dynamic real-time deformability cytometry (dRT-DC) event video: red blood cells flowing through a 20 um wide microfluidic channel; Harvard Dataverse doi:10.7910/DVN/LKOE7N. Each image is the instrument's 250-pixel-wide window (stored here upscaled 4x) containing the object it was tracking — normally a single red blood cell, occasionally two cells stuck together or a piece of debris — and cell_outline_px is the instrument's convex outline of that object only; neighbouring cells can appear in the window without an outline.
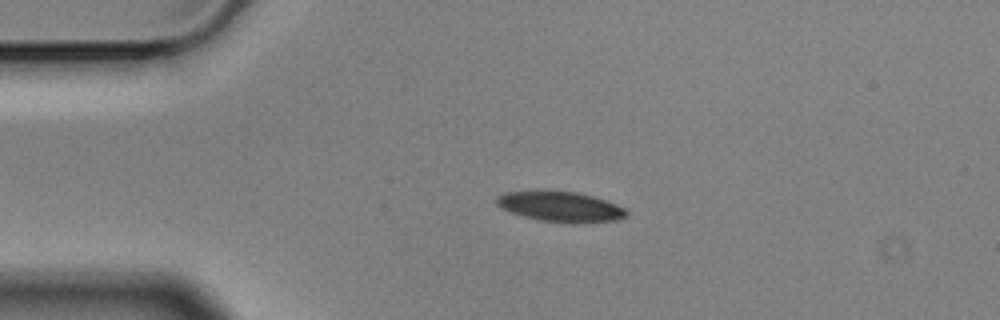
{"species": "Egyptian fruit bat (a non-hibernating species)", "species_latin": "Rousettus aegyptiacus", "temperature_condition": "cold", "stored_images_in_passage": 2, "camera_frame_rate_fps": 3000, "um_per_image_px": 0.085, "animal": {"sex": "male"}, "frame": {"image": 1, "passage_image": 1, "time_ms": 0.0, "image_size_px": [1000, 320], "cell_outline_px": [[628, 216], [616, 220], [572, 224], [540, 220], [524, 216], [500, 208], [496, 204], [496, 196], [504, 192], [576, 192], [592, 196], [616, 204], [624, 208], [628, 212]], "centroid_in_image_um": [47.66, 17.59], "position_along_channel_um": 37.3, "area_um2": 22.54}}